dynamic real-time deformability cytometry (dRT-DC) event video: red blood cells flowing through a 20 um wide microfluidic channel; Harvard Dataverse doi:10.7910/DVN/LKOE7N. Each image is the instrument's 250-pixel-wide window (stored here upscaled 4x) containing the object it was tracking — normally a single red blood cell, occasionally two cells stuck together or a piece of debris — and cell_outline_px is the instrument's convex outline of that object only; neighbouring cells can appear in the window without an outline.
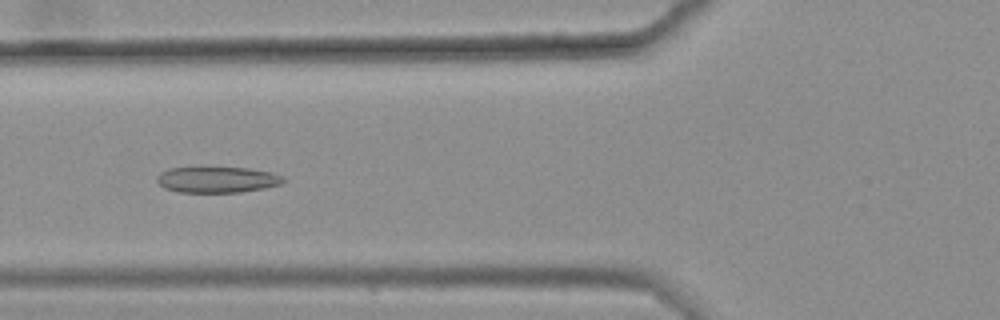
{"species": "common noctule bat (a hibernating species)", "species_latin": "Nyctalus noctula", "temperature_condition": "warm", "stored_images_in_passage": 9, "camera_frame_rate_fps": 3000, "um_per_image_px": 0.085, "animal": {"sex": "female", "body_mass_g": 25.1}, "frame": {"image": 1, "passage_image": 6, "time_ms": 1.667, "image_size_px": [1000, 320], "cell_outline_px": [[288, 180], [280, 184], [264, 188], [240, 192], [180, 192], [164, 188], [156, 180], [160, 172], [168, 168], [248, 168], [272, 172], [284, 176]], "centroid_in_image_um": [18.5, 15.27], "position_along_channel_um": 107.3, "area_um2": 19.07}}
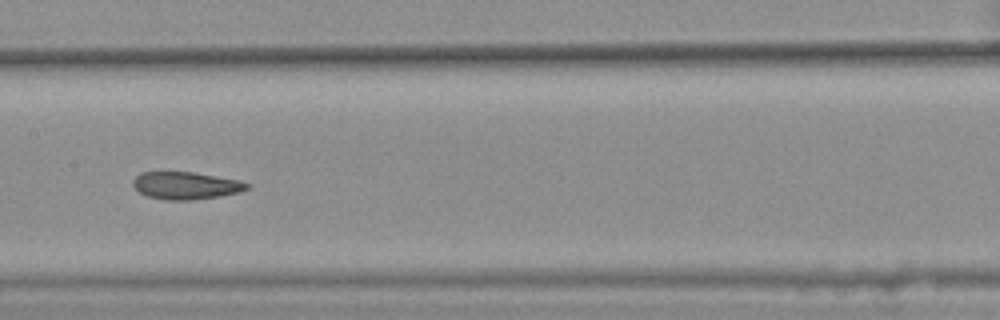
{"frame": {"image": 2, "passage_image": 8, "time_ms": 2.333, "image_size_px": [1000, 320], "cell_outline_px": [[248, 188], [240, 192], [220, 196], [192, 200], [164, 200], [148, 196], [140, 192], [132, 184], [132, 180], [140, 172], [192, 172], [240, 180], [248, 184]], "centroid_in_image_um": [15.78, 15.77], "position_along_channel_um": 191.6, "area_um2": 18.15}}
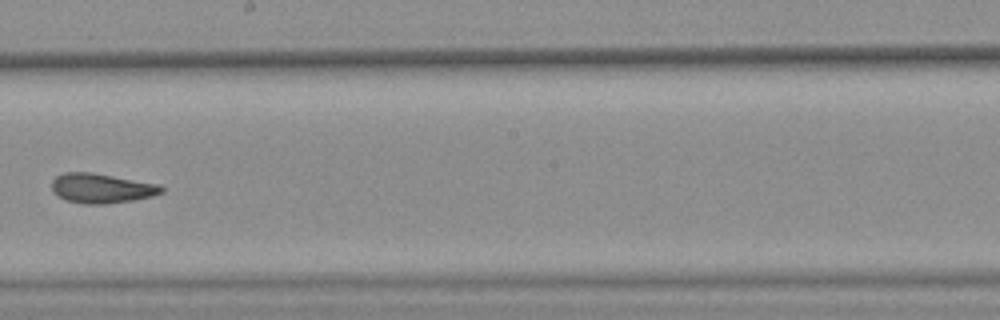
{"frame": {"image": 3, "passage_image": 9, "time_ms": 2.667, "image_size_px": [1000, 320], "cell_outline_px": [[164, 192], [152, 196], [132, 200], [104, 204], [84, 204], [64, 200], [52, 192], [52, 180], [56, 176], [64, 172], [92, 172], [156, 184], [164, 188]], "centroid_in_image_um": [8.57, 16.0], "position_along_channel_um": 239.6, "area_um2": 18.9}}